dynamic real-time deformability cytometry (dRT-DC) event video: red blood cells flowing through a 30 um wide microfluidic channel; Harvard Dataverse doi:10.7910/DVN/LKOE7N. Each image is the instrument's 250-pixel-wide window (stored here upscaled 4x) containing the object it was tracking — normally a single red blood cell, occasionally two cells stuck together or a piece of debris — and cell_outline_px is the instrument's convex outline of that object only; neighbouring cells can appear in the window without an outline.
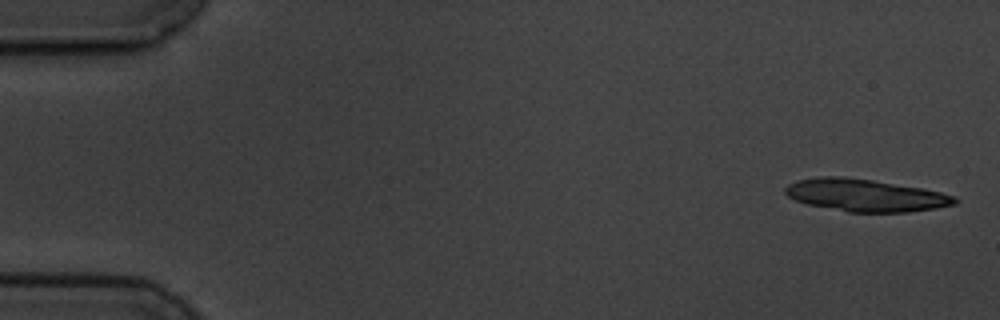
{"species": "common noctule bat (a hibernating species)", "species_latin": "Nyctalus noctula", "temperature_condition": "cold", "stored_images_in_passage": 5, "camera_frame_rate_fps": 3000, "um_per_image_px": 0.085, "animal": {"sex": "male", "body_mass_g": 19.5, "forearm_length_mm": 54.6}, "frame": {"image": 1, "passage_image": 1, "time_ms": 0.0, "image_size_px": [1000, 320], "cell_outline_px": [[960, 200], [956, 204], [936, 208], [908, 212], [848, 212], [808, 204], [796, 200], [788, 196], [784, 192], [784, 188], [788, 184], [796, 180], [820, 176], [844, 176], [872, 180], [924, 188], [956, 196]], "centroid_in_image_um": [73.58, 16.59], "position_along_channel_um": 11.4, "area_um2": 32.14}}